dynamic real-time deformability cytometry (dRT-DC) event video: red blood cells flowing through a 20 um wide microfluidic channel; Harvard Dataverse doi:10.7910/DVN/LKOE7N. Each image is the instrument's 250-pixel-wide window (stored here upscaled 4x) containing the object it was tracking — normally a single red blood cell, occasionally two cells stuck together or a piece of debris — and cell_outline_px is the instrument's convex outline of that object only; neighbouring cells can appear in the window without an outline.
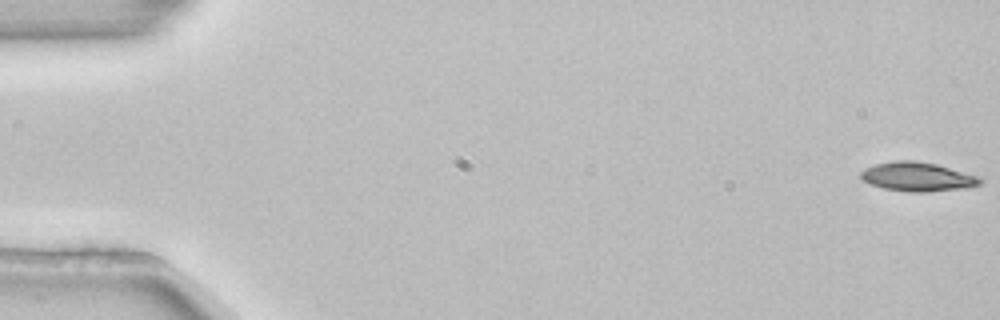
{"species": "common noctule bat (a hibernating species)", "species_latin": "Nyctalus noctula", "temperature_condition": "room temperature", "stored_images_in_passage": 6, "camera_frame_rate_fps": 3000, "um_per_image_px": 0.085, "animal": {"sex": "female", "body_mass_g": 22.7, "forearm_length_mm": 54.2}, "frame": {"image": 1, "passage_image": 1, "time_ms": 0.0, "image_size_px": [1000, 320], "cell_outline_px": [[984, 180], [980, 184], [968, 188], [924, 192], [908, 192], [884, 188], [872, 184], [864, 180], [860, 176], [860, 172], [864, 168], [876, 164], [896, 160], [912, 160], [936, 164], [976, 176]], "centroid_in_image_um": [77.98, 15.03], "position_along_channel_um": 7.0, "area_um2": 20.0}}
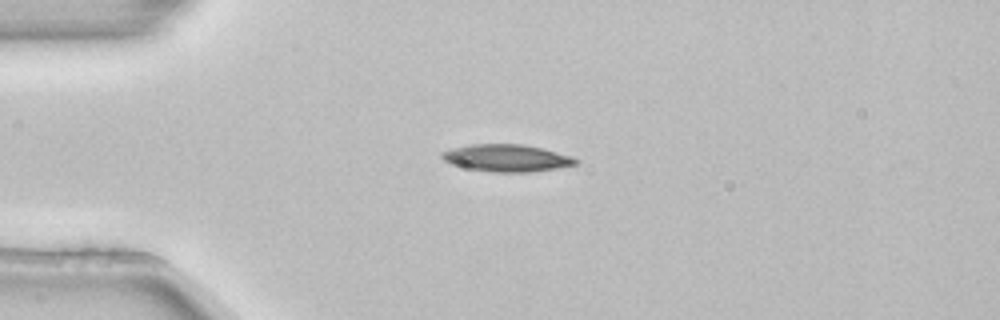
{"frame": {"image": 2, "passage_image": 4, "time_ms": 1.0, "image_size_px": [1000, 320], "cell_outline_px": [[580, 164], [556, 168], [528, 172], [492, 172], [468, 168], [452, 164], [444, 160], [440, 156], [440, 152], [472, 144], [524, 144], [572, 156], [580, 160]], "centroid_in_image_um": [43.11, 13.43], "position_along_channel_um": 41.9, "area_um2": 21.04}}